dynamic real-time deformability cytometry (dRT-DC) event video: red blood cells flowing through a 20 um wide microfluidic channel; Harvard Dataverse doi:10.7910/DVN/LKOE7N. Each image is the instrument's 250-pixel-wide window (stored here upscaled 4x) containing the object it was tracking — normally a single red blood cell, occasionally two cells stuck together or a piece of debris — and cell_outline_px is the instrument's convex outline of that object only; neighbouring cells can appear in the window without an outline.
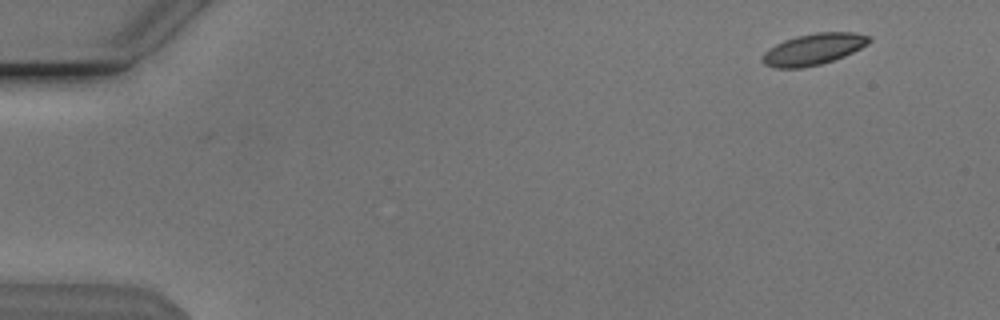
{"species": "Egyptian fruit bat (a non-hibernating species)", "species_latin": "Rousettus aegyptiacus", "temperature_condition": "cold", "stored_images_in_passage": 14, "camera_frame_rate_fps": 3000, "um_per_image_px": 0.085, "animal": {"sex": "male"}, "frame": {"image": 1, "passage_image": 1, "time_ms": 0.0, "image_size_px": [1000, 320], "cell_outline_px": [[872, 40], [868, 44], [844, 56], [820, 64], [800, 68], [776, 68], [764, 64], [760, 60], [764, 52], [776, 44], [784, 40], [796, 36], [816, 32], [856, 32], [872, 36]], "centroid_in_image_um": [69.16, 4.17], "position_along_channel_um": 15.8, "area_um2": 19.54}}